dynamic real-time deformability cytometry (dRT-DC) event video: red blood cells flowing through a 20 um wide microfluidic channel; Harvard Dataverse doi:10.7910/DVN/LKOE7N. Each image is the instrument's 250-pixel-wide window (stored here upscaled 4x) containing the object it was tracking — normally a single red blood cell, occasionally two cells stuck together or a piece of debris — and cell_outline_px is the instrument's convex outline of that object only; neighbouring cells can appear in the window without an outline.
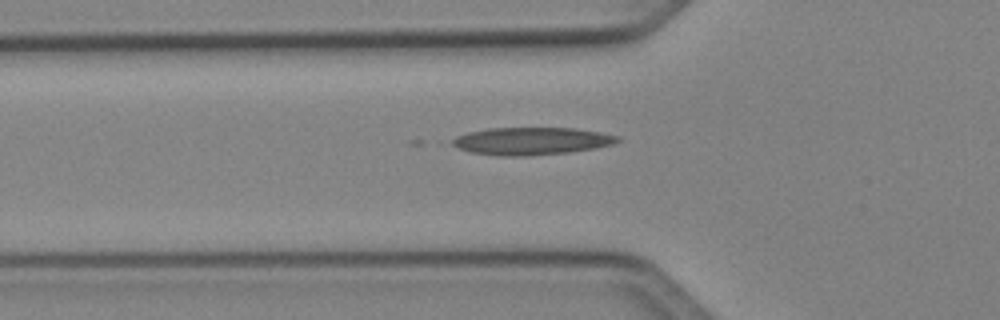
{"species": "Egyptian fruit bat (a non-hibernating species)", "species_latin": "Rousettus aegyptiacus", "temperature_condition": "cold", "stored_images_in_passage": 31, "camera_frame_rate_fps": 3000, "um_per_image_px": 0.085, "animal": {"sex": "female"}, "frame": {"image": 1, "passage_image": 3, "time_ms": 0.667, "image_size_px": [1000, 320], "cell_outline_px": [[620, 140], [612, 144], [596, 148], [568, 152], [520, 156], [500, 156], [472, 152], [460, 148], [452, 144], [452, 140], [456, 136], [468, 132], [488, 128], [576, 128], [600, 132], [620, 136]], "centroid_in_image_um": [45.2, 11.98], "position_along_channel_um": 80.6, "area_um2": 26.3}}
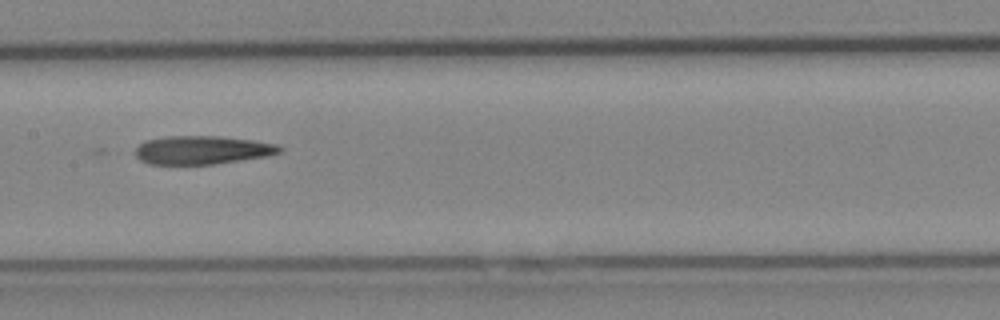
{"frame": {"image": 2, "passage_image": 11, "time_ms": 3.333, "image_size_px": [1000, 320], "cell_outline_px": [[284, 148], [280, 152], [268, 156], [212, 164], [148, 164], [140, 160], [136, 156], [136, 148], [144, 140], [164, 136], [220, 136], [252, 140], [276, 144]], "centroid_in_image_um": [17.17, 12.74], "position_along_channel_um": 190.2, "area_um2": 23.93}}
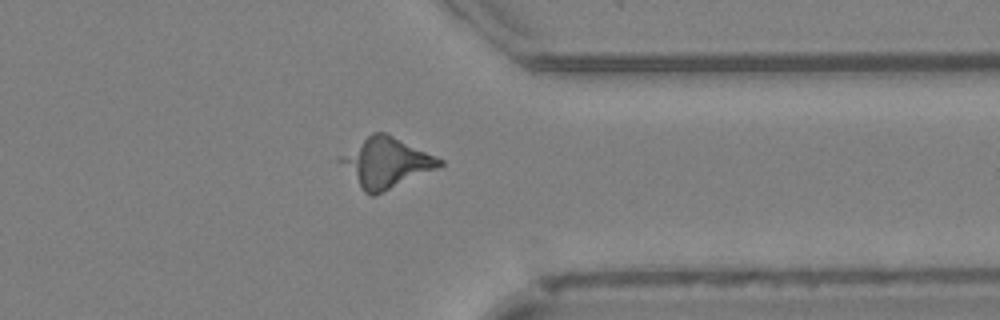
{"frame": {"image": 3, "passage_image": 25, "time_ms": 8.0, "image_size_px": [1000, 320], "cell_outline_px": [[444, 164], [436, 168], [376, 196], [372, 196], [364, 192], [336, 160], [336, 156], [372, 132], [384, 132], [444, 160]], "centroid_in_image_um": [32.74, 13.83], "position_along_channel_um": 378.7, "area_um2": 28.78}}